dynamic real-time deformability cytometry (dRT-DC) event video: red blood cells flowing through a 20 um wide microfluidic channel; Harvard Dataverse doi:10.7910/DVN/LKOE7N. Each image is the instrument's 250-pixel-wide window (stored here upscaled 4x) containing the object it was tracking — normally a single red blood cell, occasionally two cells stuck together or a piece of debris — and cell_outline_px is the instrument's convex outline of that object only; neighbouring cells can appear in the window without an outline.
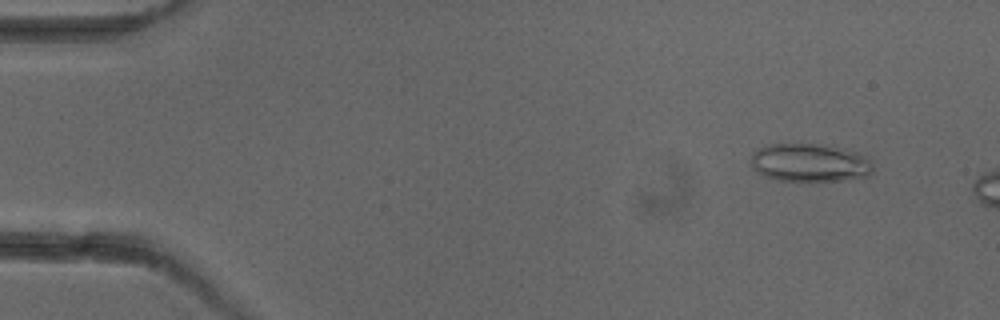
{"species": "common noctule bat (a hibernating species)", "species_latin": "Nyctalus noctula", "temperature_condition": "cold", "stored_images_in_passage": 2, "camera_frame_rate_fps": 3000, "um_per_image_px": 0.085, "animal": {"sex": "female"}, "frame": {"image": 1, "passage_image": 2, "time_ms": 1.333, "image_size_px": [1000, 320], "cell_outline_px": [[872, 172], [868, 176], [844, 180], [776, 180], [760, 176], [752, 168], [752, 156], [760, 148], [772, 144], [832, 144], [856, 152], [864, 156], [872, 164]], "centroid_in_image_um": [68.83, 13.83], "position_along_channel_um": 16.2, "area_um2": 27.17}}